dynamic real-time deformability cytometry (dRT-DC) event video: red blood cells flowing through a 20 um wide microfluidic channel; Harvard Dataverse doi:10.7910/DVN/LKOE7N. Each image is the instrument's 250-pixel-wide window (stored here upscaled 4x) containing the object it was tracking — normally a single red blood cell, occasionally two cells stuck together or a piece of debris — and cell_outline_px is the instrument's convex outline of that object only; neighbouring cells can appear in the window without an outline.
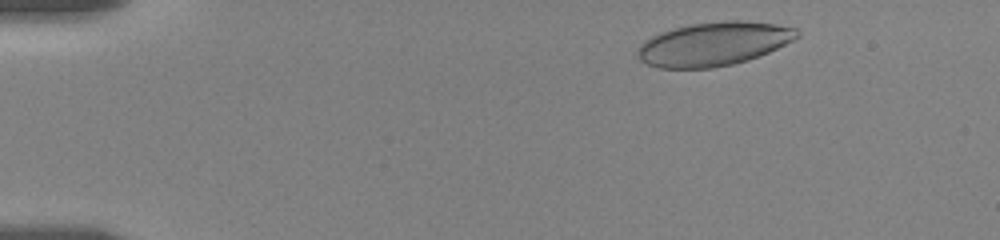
{"species": "human", "species_latin": "Homo sapiens", "temperature_condition": "room temperature", "stored_images_in_passage": 53, "camera_frame_rate_fps": 3000, "um_per_image_px": 0.085, "donor": {"sex": "female"}, "frame": {"image": 1, "passage_image": 4, "time_ms": 1.0, "image_size_px": [1000, 240], "cell_outline_px": [[800, 36], [760, 56], [748, 60], [732, 64], [712, 68], [656, 68], [640, 60], [636, 56], [636, 48], [644, 40], [660, 32], [672, 28], [692, 24], [724, 20], [744, 20], [776, 24], [796, 28], [800, 32]], "centroid_in_image_um": [60.62, 3.73], "position_along_channel_um": 24.4, "area_um2": 40.86}}
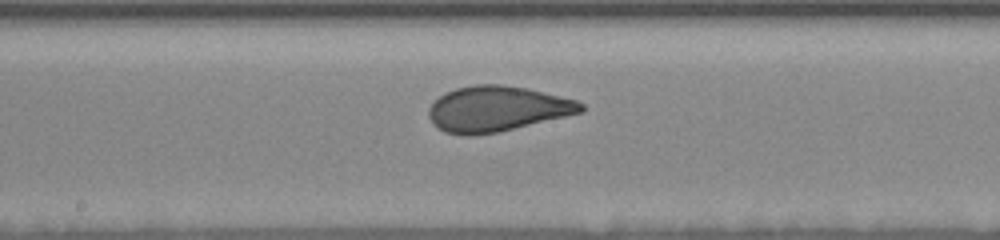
{"frame": {"image": 2, "passage_image": 27, "time_ms": 8.667, "image_size_px": [1000, 240], "cell_outline_px": [[584, 112], [500, 132], [472, 136], [468, 136], [444, 132], [436, 128], [432, 124], [428, 116], [428, 108], [444, 92], [456, 88], [476, 84], [500, 84], [528, 88], [576, 100], [584, 104]], "centroid_in_image_um": [42.23, 9.26], "position_along_channel_um": 206.0, "area_um2": 40.69}}
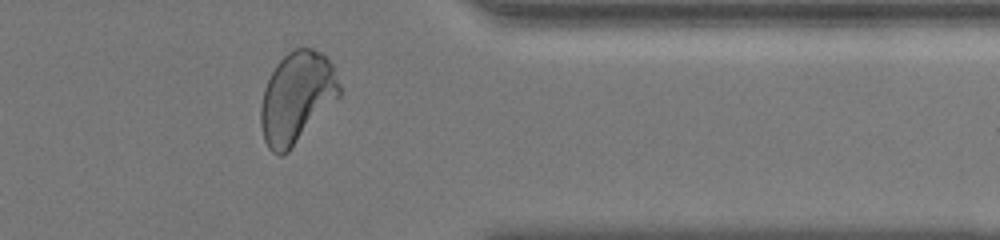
{"frame": {"image": 3, "passage_image": 43, "time_ms": 14.0, "image_size_px": [1000, 240], "cell_outline_px": [[340, 96], [288, 152], [280, 156], [272, 152], [268, 148], [264, 140], [260, 124], [260, 108], [264, 88], [276, 64], [288, 52], [296, 48], [312, 48], [320, 52], [332, 64], [340, 88]], "centroid_in_image_um": [25.2, 8.3], "position_along_channel_um": 386.2, "area_um2": 41.5}, "authors_computed_cell_mechanics": {"area_um2": 40.749, "velocity_mm_per_s": 3.5273, "shape_relaxation_time_tau1_ms": 5.2299, "shape_relaxation_time_tau2_ms": null, "deformation_change_tau1": 0.1661, "deformation_change_tau2": null}}